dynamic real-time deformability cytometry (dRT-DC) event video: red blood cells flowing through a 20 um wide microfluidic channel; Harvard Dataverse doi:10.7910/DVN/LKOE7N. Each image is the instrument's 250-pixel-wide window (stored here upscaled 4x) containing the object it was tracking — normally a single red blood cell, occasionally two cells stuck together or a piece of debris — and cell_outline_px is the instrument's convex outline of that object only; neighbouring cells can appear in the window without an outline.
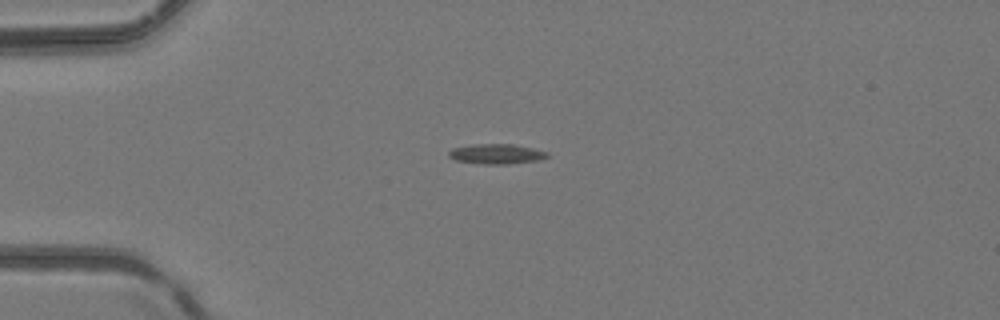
{"species": "common noctule bat (a hibernating species)", "species_latin": "Nyctalus noctula", "temperature_condition": "room temperature", "stored_images_in_passage": 3, "camera_frame_rate_fps": 3000, "um_per_image_px": 0.085, "animal": {"sex": "female", "body_mass_g": 24.6, "forearm_length_mm": 56.2}, "frame": {"image": 1, "passage_image": 1, "time_ms": 0.0, "image_size_px": [1000, 320], "cell_outline_px": [[548, 156], [540, 160], [508, 164], [480, 164], [456, 160], [448, 156], [448, 152], [452, 148], [472, 144], [512, 144], [532, 148], [548, 152]], "centroid_in_image_um": [42.18, 13.08], "position_along_channel_um": 42.8, "area_um2": 11.5}}
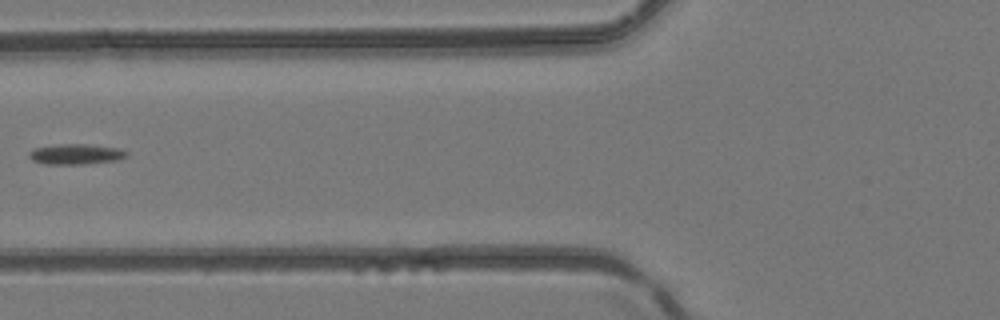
{"frame": {"image": 2, "passage_image": 3, "time_ms": 0.667, "image_size_px": [1000, 320], "cell_outline_px": [[128, 156], [116, 160], [84, 164], [44, 164], [32, 160], [28, 156], [28, 152], [32, 148], [64, 144], [84, 144], [116, 148], [128, 152]], "centroid_in_image_um": [6.4, 13.11], "position_along_channel_um": 119.4, "area_um2": 11.5}}